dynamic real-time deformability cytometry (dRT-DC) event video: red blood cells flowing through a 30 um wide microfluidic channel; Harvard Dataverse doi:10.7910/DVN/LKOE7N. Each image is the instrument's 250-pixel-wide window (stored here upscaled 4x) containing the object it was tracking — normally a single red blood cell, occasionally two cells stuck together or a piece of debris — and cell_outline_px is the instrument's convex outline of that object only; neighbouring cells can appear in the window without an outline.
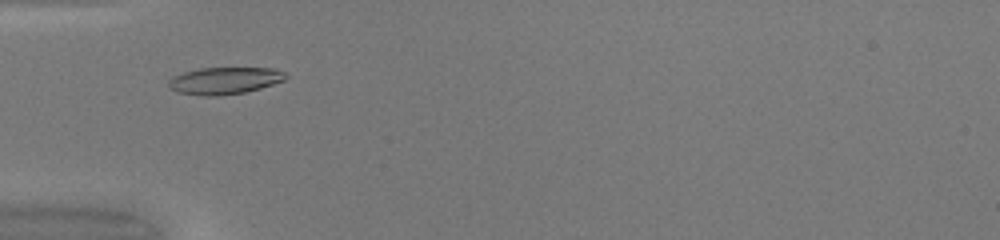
{"species": "common noctule bat (a hibernating species)", "species_latin": "Nyctalus noctula", "temperature_condition": "warm", "stored_images_in_passage": 41, "camera_frame_rate_fps": 3000, "um_per_image_px": 0.085, "animal": {"sex": "female", "body_mass_g": 20.0, "forearm_length_mm": 54.0}, "frame": {"image": 1, "passage_image": 9, "time_ms": 2.667, "image_size_px": [1000, 240], "cell_outline_px": [[288, 76], [284, 80], [260, 88], [244, 92], [220, 96], [200, 96], [176, 92], [168, 88], [168, 80], [172, 76], [184, 72], [200, 68], [276, 68], [284, 72]], "centroid_in_image_um": [19.04, 6.86], "position_along_channel_um": 66.0, "area_um2": 18.61}}
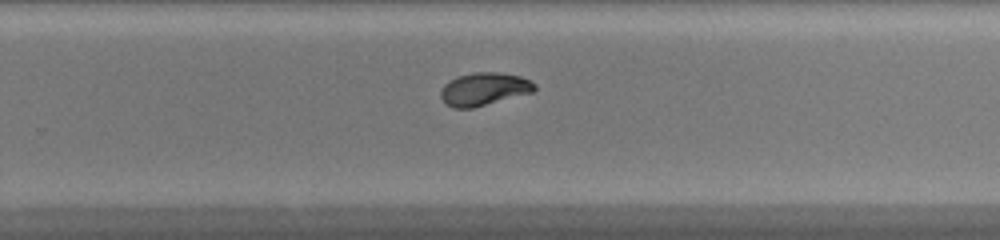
{"frame": {"image": 2, "passage_image": 25, "time_ms": 8.0, "image_size_px": [1000, 240], "cell_outline_px": [[536, 88], [532, 92], [472, 108], [452, 108], [444, 104], [440, 96], [440, 92], [444, 84], [456, 76], [472, 72], [500, 72], [520, 76], [532, 80], [536, 84]], "centroid_in_image_um": [41.12, 7.56], "position_along_channel_um": 288.7, "area_um2": 18.15}}
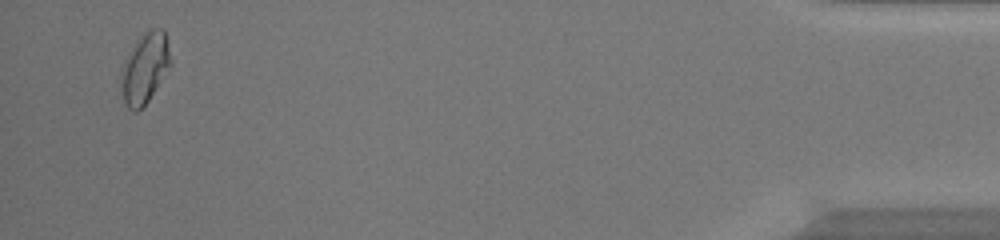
{"frame": {"image": 3, "passage_image": 40, "time_ms": 13.0, "image_size_px": [1000, 240], "cell_outline_px": [[172, 64], [148, 100], [136, 112], [132, 112], [124, 104], [120, 88], [120, 76], [124, 60], [132, 48], [144, 32], [152, 28], [164, 28]], "centroid_in_image_um": [12.29, 5.81], "position_along_channel_um": 422.9, "area_um2": 20.29}, "authors_computed_cell_mechanics": {"area_um2": 18.0914, "velocity_mm_per_s": 4.2116, "shape_relaxation_time_tau1_ms": 3.4733, "shape_relaxation_time_tau2_ms": 1.5253, "deformation_change_tau1": 0.1671, "deformation_change_tau2": 0.0426}}